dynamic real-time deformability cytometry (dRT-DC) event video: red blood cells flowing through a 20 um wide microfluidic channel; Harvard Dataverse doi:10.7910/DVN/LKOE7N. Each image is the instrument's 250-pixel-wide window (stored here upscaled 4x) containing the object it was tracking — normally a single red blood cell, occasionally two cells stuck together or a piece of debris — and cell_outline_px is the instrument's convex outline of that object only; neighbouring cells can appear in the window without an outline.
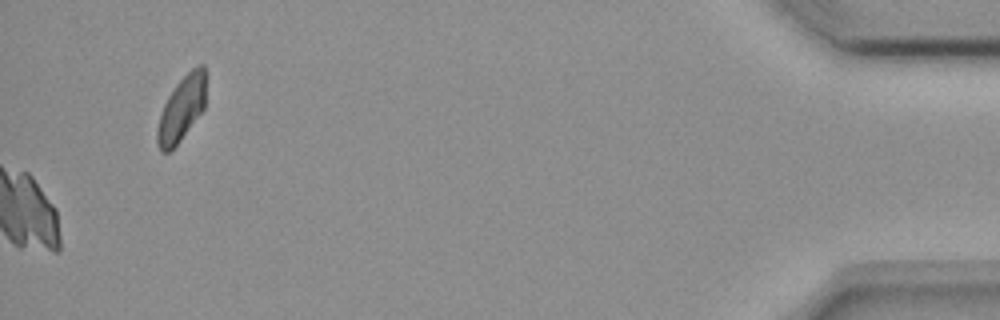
{"species": "common noctule bat (a hibernating species)", "species_latin": "Nyctalus noctula", "temperature_condition": "room temperature", "stored_images_in_passage": 55, "camera_frame_rate_fps": 3000, "um_per_image_px": 0.085, "animal": {"sex": "female", "body_mass_g": 18.4}, "frame": {"image": 1, "passage_image": 55, "time_ms": 18.0, "image_size_px": [1000, 320], "cell_outline_px": [[204, 108], [180, 140], [168, 152], [160, 152], [156, 144], [156, 128], [164, 104], [172, 88], [196, 64], [204, 64]], "centroid_in_image_um": [15.39, 9.25], "position_along_channel_um": 419.8, "area_um2": 18.09}}